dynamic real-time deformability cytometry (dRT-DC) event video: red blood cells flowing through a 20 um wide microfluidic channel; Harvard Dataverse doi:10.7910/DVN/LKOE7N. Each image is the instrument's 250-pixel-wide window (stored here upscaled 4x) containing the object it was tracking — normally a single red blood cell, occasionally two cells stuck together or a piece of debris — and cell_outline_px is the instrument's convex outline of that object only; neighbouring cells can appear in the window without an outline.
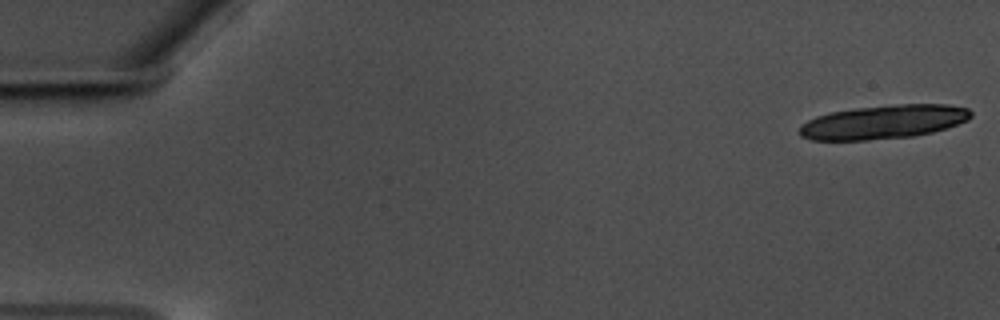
{"species": "common noctule bat (a hibernating species)", "species_latin": "Nyctalus noctula", "temperature_condition": "warm", "stored_images_in_passage": 21, "camera_frame_rate_fps": 3000, "um_per_image_px": 0.085, "animal": {"sex": "male", "body_mass_g": 17.5, "forearm_length_mm": 52.3}, "frame": {"image": 1, "passage_image": 1, "time_ms": 0.0, "image_size_px": [1000, 320], "cell_outline_px": [[972, 116], [968, 120], [932, 132], [912, 136], [868, 140], [812, 140], [800, 136], [800, 124], [816, 116], [832, 112], [856, 108], [900, 104], [948, 104], [968, 108], [972, 112]], "centroid_in_image_um": [75.1, 10.36], "position_along_channel_um": 9.9, "area_um2": 33.64}}